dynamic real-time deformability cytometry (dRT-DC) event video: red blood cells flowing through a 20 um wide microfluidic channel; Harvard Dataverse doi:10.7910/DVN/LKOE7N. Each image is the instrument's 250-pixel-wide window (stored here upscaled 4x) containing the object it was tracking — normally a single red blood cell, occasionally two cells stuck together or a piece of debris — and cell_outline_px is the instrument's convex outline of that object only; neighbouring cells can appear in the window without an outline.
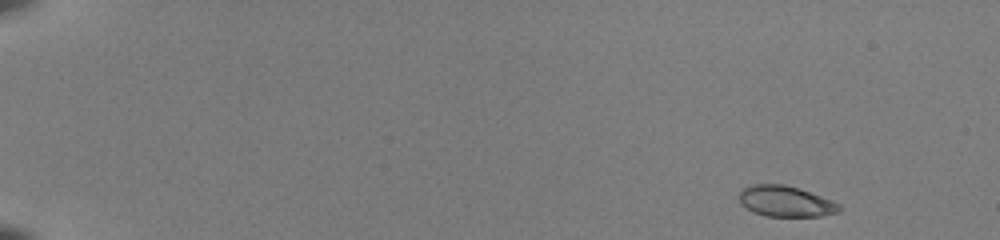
{"species": "common noctule bat (a hibernating species)", "species_latin": "Nyctalus noctula", "temperature_condition": "room temperature", "stored_images_in_passage": 48, "camera_frame_rate_fps": 3000, "um_per_image_px": 0.085, "animal": {"sex": "female", "body_mass_g": 22.0, "forearm_length_mm": 56.7}, "frame": {"image": 1, "passage_image": 1, "time_ms": 0.0, "image_size_px": [1000, 240], "cell_outline_px": [[840, 212], [820, 216], [764, 216], [752, 212], [740, 204], [740, 192], [748, 184], [784, 184], [800, 188], [832, 200], [840, 204]], "centroid_in_image_um": [66.77, 17.11], "position_along_channel_um": 18.2, "area_um2": 18.15}}
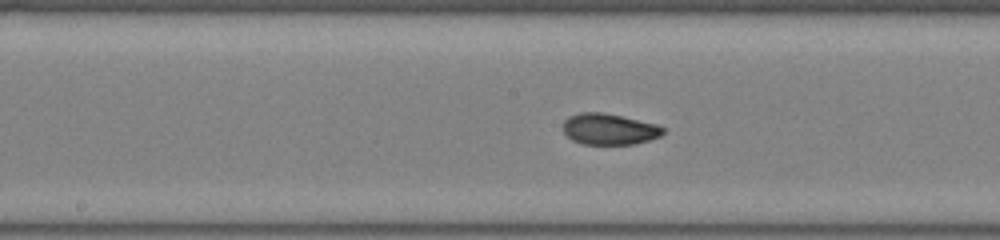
{"frame": {"image": 2, "passage_image": 26, "time_ms": 8.333, "image_size_px": [1000, 240], "cell_outline_px": [[664, 132], [660, 136], [648, 140], [632, 144], [584, 144], [572, 140], [564, 132], [564, 120], [568, 116], [580, 112], [604, 112], [656, 124], [664, 128]], "centroid_in_image_um": [51.76, 10.96], "position_along_channel_um": 196.4, "area_um2": 18.03}}
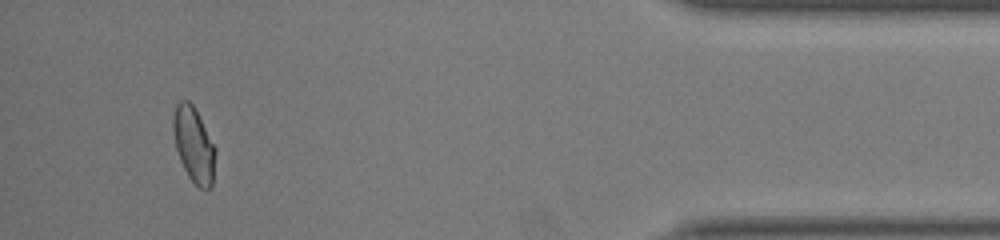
{"frame": {"image": 3, "passage_image": 46, "time_ms": 15.0, "image_size_px": [1000, 240], "cell_outline_px": [[216, 152], [212, 188], [200, 188], [188, 176], [180, 160], [176, 148], [172, 128], [172, 120], [176, 104], [180, 100], [188, 100], [192, 104], [216, 148]], "centroid_in_image_um": [16.47, 12.31], "position_along_channel_um": 418.7, "area_um2": 18.38}, "authors_computed_cell_mechanics": {"area_um2": 18.1492, "velocity_mm_per_s": 4.0223, "shape_relaxation_time_tau1_ms": 6.3718, "shape_relaxation_time_tau2_ms": null, "deformation_change_tau1": 0.1795, "deformation_change_tau2": null}}